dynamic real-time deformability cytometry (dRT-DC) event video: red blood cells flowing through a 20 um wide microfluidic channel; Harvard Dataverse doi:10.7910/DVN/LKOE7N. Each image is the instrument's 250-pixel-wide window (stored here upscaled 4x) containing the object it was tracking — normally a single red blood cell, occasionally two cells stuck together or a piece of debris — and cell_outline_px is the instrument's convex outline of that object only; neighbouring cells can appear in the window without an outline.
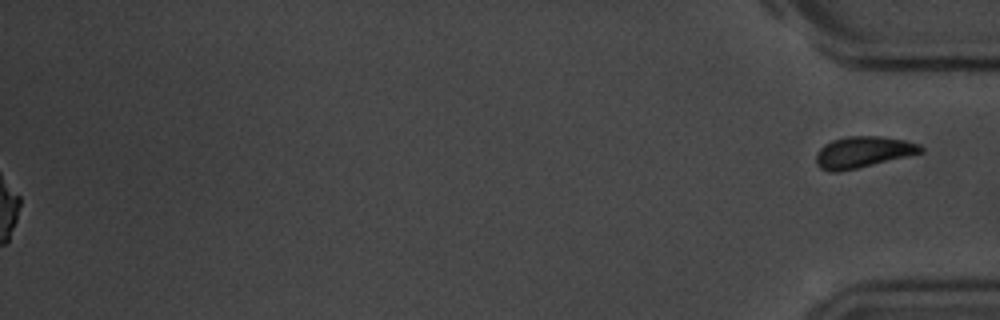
{"species": "common noctule bat (a hibernating species)", "species_latin": "Nyctalus noctula", "temperature_condition": "room temperature", "stored_images_in_passage": 48, "segment_of_instrument_passage": [2, 2], "camera_frame_rate_fps": 3000, "um_per_image_px": 0.085, "animal": {"sex": "male", "body_mass_g": 20.1, "forearm_length_mm": 53.5}, "frame": {"image": 1, "passage_image": 48, "time_ms": 15.667, "image_size_px": [1000, 320], "cell_outline_px": [[924, 152], [912, 156], [840, 172], [828, 172], [820, 168], [816, 164], [816, 152], [824, 144], [832, 140], [848, 136], [880, 136], [904, 140], [920, 144], [924, 148]], "centroid_in_image_um": [73.37, 12.94], "position_along_channel_um": 361.8, "area_um2": 19.48}}